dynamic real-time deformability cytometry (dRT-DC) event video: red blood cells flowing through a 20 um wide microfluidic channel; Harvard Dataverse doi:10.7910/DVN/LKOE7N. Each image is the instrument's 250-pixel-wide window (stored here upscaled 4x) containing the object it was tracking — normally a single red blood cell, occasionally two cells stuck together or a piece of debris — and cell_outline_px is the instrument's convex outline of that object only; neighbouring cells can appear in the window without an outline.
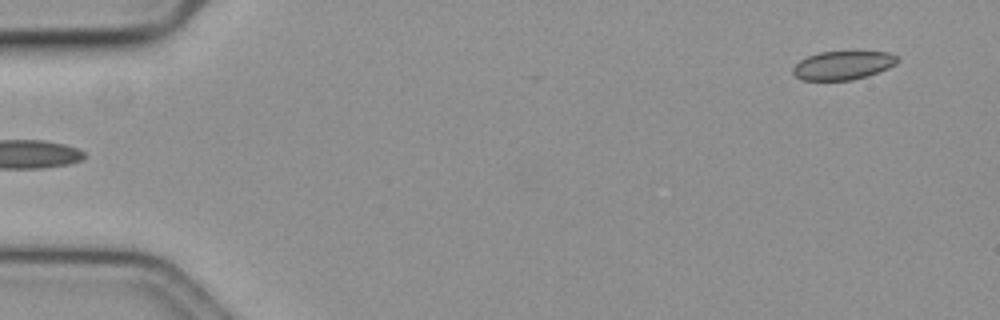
{"species": "common noctule bat (a hibernating species)", "species_latin": "Nyctalus noctula", "temperature_condition": "cold", "stored_images_in_passage": 3, "camera_frame_rate_fps": 3000, "um_per_image_px": 0.085, "animal": {"sex": "female", "body_mass_g": 19.3, "forearm_length_mm": 54.1}, "frame": {"image": 1, "passage_image": 1, "time_ms": 0.0, "image_size_px": [1000, 320], "cell_outline_px": [[900, 60], [896, 64], [888, 68], [868, 76], [852, 80], [804, 80], [796, 76], [792, 72], [792, 68], [800, 60], [808, 56], [820, 52], [888, 52], [896, 56]], "centroid_in_image_um": [71.66, 5.56], "position_along_channel_um": 13.3, "area_um2": 17.34}}